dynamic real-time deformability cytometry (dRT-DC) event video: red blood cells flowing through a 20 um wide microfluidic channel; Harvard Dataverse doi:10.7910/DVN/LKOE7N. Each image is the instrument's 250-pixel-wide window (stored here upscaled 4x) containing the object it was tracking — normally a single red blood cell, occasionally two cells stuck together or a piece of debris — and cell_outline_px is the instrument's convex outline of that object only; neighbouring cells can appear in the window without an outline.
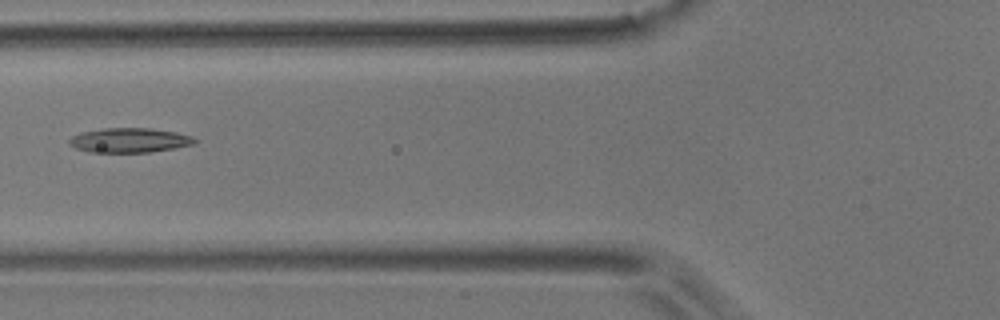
{"species": "common noctule bat (a hibernating species)", "species_latin": "Nyctalus noctula", "temperature_condition": "room temperature", "stored_images_in_passage": 3, "camera_frame_rate_fps": 3000, "um_per_image_px": 0.085, "animal": {"sex": "male", "body_mass_g": 17.9}, "frame": {"image": 1, "passage_image": 3, "time_ms": 2.333, "image_size_px": [1000, 320], "cell_outline_px": [[200, 140], [196, 144], [152, 152], [88, 152], [76, 148], [68, 144], [68, 140], [72, 136], [80, 132], [104, 128], [148, 128], [176, 132], [192, 136]], "centroid_in_image_um": [11.03, 11.92], "position_along_channel_um": 114.8, "area_um2": 18.15}}